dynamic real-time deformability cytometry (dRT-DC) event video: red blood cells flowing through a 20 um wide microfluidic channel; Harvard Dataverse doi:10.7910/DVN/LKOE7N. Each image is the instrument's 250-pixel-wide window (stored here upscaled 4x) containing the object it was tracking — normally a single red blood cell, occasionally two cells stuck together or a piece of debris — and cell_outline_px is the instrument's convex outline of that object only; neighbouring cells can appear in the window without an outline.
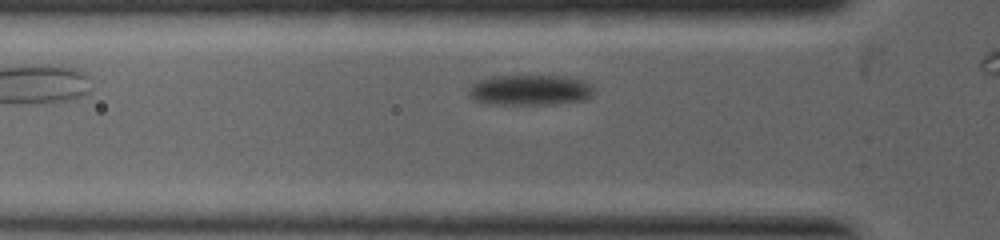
{"species": "common noctule bat (a hibernating species)", "species_latin": "Nyctalus noctula", "temperature_condition": "warm", "stored_images_in_passage": 6, "camera_frame_rate_fps": 5000, "um_per_image_px": 0.085, "animal": {"sex": "female", "body_mass_g": 19.0, "forearm_length_mm": 53.3}, "frame": {"image": 1, "passage_image": 3, "time_ms": 1.2, "image_size_px": [1000, 240], "cell_outline_px": [[596, 92], [588, 100], [556, 104], [484, 104], [472, 100], [468, 96], [468, 88], [472, 84], [480, 80], [492, 76], [564, 76], [580, 80], [592, 84], [596, 88]], "centroid_in_image_um": [45.07, 7.67], "position_along_channel_um": 80.7, "area_um2": 22.77}}
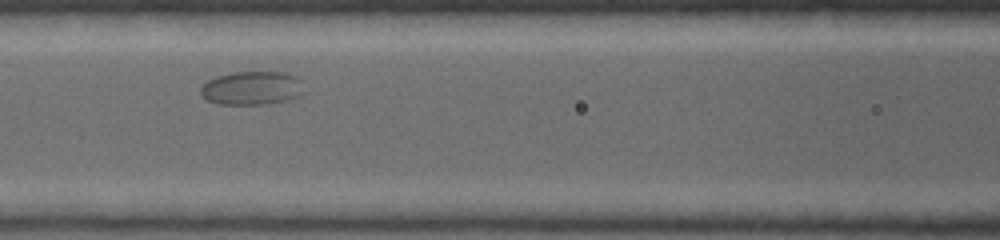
{"frame": {"image": 2, "passage_image": 6, "time_ms": 3.6, "image_size_px": [1000, 240], "cell_outline_px": [[308, 92], [300, 96], [288, 100], [268, 104], [216, 104], [200, 96], [200, 84], [216, 76], [232, 72], [284, 72], [300, 76], [304, 80]], "centroid_in_image_um": [21.5, 7.48], "position_along_channel_um": 145.1, "area_um2": 21.15}}